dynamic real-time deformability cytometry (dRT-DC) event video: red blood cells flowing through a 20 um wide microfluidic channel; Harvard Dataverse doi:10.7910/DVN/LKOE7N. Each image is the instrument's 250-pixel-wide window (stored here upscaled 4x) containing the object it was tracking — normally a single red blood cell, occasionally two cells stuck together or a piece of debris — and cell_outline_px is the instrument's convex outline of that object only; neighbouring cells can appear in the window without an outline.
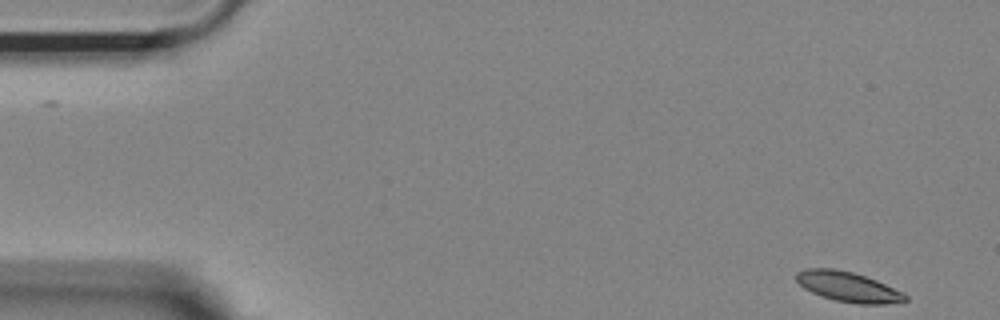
{"species": "Egyptian fruit bat (a non-hibernating species)", "species_latin": "Rousettus aegyptiacus", "temperature_condition": "room temperature", "stored_images_in_passage": 52, "camera_frame_rate_fps": 3000, "um_per_image_px": 0.085, "animal": {"sex": "female"}, "frame": {"image": 1, "passage_image": 1, "time_ms": 0.0, "image_size_px": [1000, 320], "cell_outline_px": [[908, 300], [904, 304], [856, 304], [836, 300], [820, 296], [804, 288], [796, 280], [796, 272], [808, 268], [832, 268], [852, 272], [876, 280], [904, 292], [908, 296]], "centroid_in_image_um": [72.16, 24.4], "position_along_channel_um": 12.8, "area_um2": 19.31}}
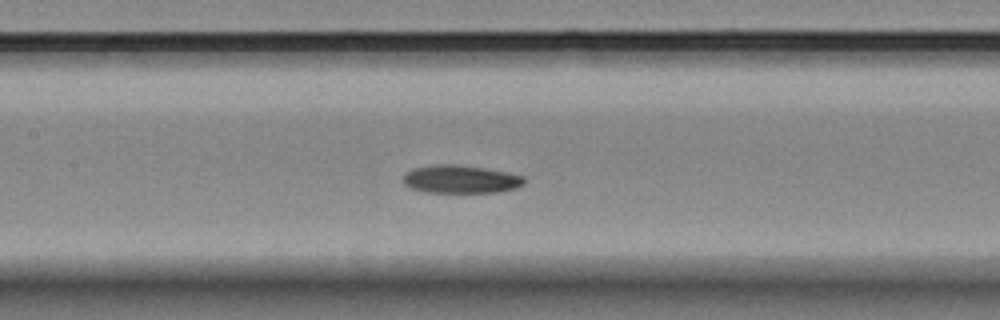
{"frame": {"image": 2, "passage_image": 23, "time_ms": 7.333, "image_size_px": [1000, 320], "cell_outline_px": [[524, 184], [516, 188], [496, 192], [424, 192], [412, 188], [404, 184], [404, 176], [412, 168], [436, 164], [456, 164], [484, 168], [508, 172], [524, 176]], "centroid_in_image_um": [39.17, 15.23], "position_along_channel_um": 168.2, "area_um2": 19.71}}
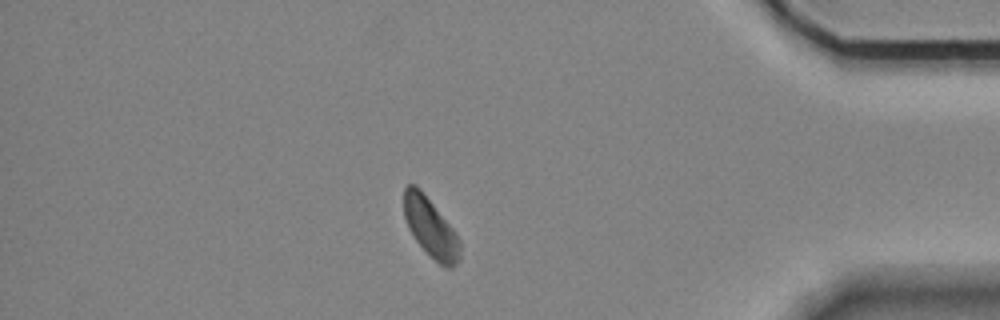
{"frame": {"image": 3, "passage_image": 45, "time_ms": 14.667, "image_size_px": [1000, 320], "cell_outline_px": [[460, 260], [452, 268], [448, 268], [440, 264], [416, 240], [408, 228], [404, 216], [404, 188], [408, 184], [416, 184], [420, 188], [456, 232], [460, 240]], "centroid_in_image_um": [36.61, 19.33], "position_along_channel_um": 398.6, "area_um2": 19.19}, "authors_computed_cell_mechanics": {"area_um2": 19.6231, "velocity_mm_per_s": 3.6291, "shape_relaxation_time_tau1_ms": 4.2725, "shape_relaxation_time_tau2_ms": null, "deformation_change_tau1": 0.0992, "deformation_change_tau2": null}}